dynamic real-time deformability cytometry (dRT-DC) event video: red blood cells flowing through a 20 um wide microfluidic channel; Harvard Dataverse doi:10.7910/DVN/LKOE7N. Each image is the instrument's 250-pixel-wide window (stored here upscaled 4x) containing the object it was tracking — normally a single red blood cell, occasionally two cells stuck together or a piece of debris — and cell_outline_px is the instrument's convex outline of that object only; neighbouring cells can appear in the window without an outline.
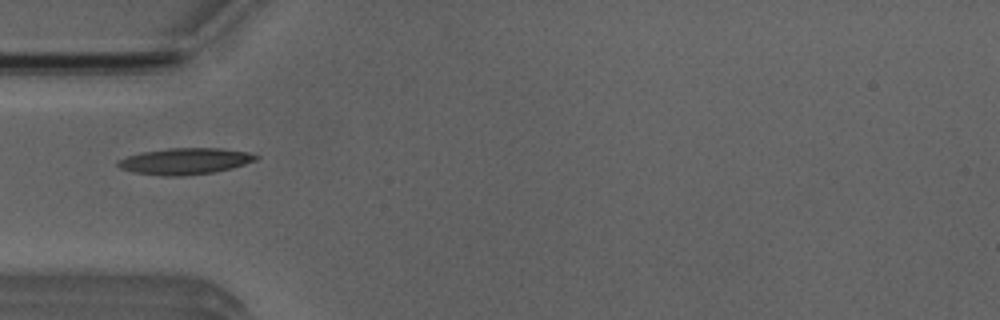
{"species": "Egyptian fruit bat (a non-hibernating species)", "species_latin": "Rousettus aegyptiacus", "temperature_condition": "room temperature", "stored_images_in_passage": 4, "camera_frame_rate_fps": 3000, "um_per_image_px": 0.085, "animal": {"sex": "male"}, "frame": {"image": 1, "passage_image": 4, "time_ms": 4.333, "image_size_px": [1000, 320], "cell_outline_px": [[260, 156], [256, 160], [232, 168], [216, 172], [184, 176], [164, 176], [132, 172], [120, 168], [116, 164], [116, 160], [140, 152], [168, 148], [224, 148], [248, 152]], "centroid_in_image_um": [15.72, 13.7], "position_along_channel_um": 69.3, "area_um2": 21.44}}